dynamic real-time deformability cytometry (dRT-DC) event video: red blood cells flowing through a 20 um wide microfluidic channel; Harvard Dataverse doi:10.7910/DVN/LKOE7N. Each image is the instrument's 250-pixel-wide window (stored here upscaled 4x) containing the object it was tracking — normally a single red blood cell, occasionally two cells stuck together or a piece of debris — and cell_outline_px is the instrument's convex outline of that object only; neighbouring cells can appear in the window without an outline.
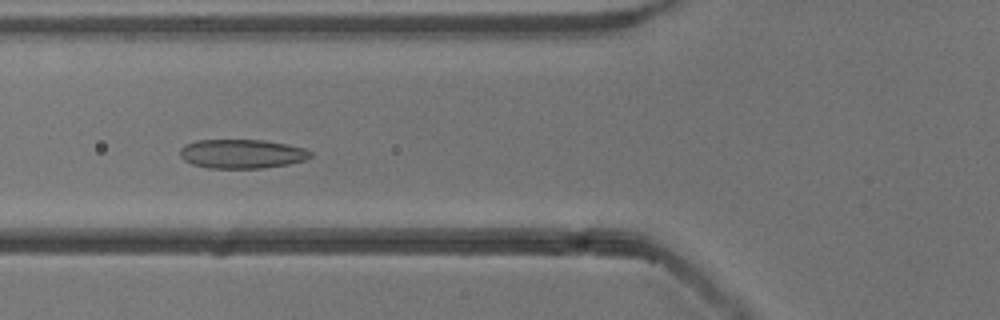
{"species": "common noctule bat (a hibernating species)", "species_latin": "Nyctalus noctula", "temperature_condition": "cold", "stored_images_in_passage": 53, "camera_frame_rate_fps": 3000, "um_per_image_px": 0.085, "animal": {"sex": "male", "body_mass_g": 13.3}, "frame": {"image": 1, "passage_image": 20, "time_ms": 6.333, "image_size_px": [1000, 320], "cell_outline_px": [[312, 156], [304, 160], [288, 164], [264, 168], [208, 168], [192, 164], [184, 160], [180, 156], [180, 148], [184, 144], [196, 140], [264, 140], [288, 144], [304, 148], [312, 152]], "centroid_in_image_um": [20.55, 13.07], "position_along_channel_um": 105.3, "area_um2": 22.25}}
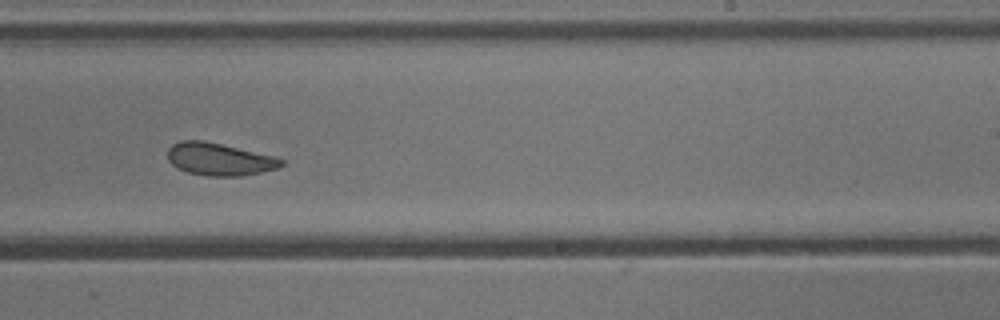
{"frame": {"image": 2, "passage_image": 33, "time_ms": 10.667, "image_size_px": [1000, 320], "cell_outline_px": [[284, 164], [276, 168], [260, 172], [240, 176], [208, 176], [188, 172], [176, 168], [168, 160], [168, 148], [172, 144], [180, 140], [204, 140], [272, 156], [284, 160]], "centroid_in_image_um": [18.59, 13.53], "position_along_channel_um": 270.4, "area_um2": 21.33}}
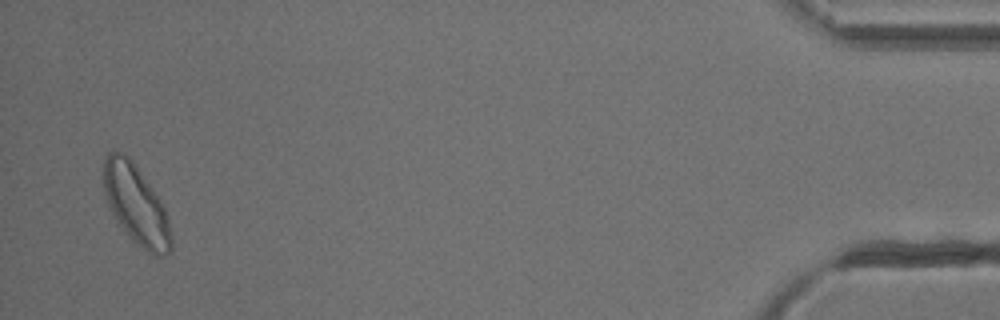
{"frame": {"image": 3, "passage_image": 52, "time_ms": 17.0, "image_size_px": [1000, 320], "cell_outline_px": [[172, 252], [164, 256], [156, 256], [148, 252], [132, 240], [116, 224], [108, 204], [104, 192], [104, 160], [108, 152], [112, 148], [128, 156], [132, 160], [160, 200], [168, 216], [172, 236]], "centroid_in_image_um": [11.56, 17.43], "position_along_channel_um": 423.6, "area_um2": 31.56}, "authors_computed_cell_mechanics": {"area_um2": 23.698, "velocity_mm_per_s": 3.8154, "shape_relaxation_time_tau1_ms": 9.5349, "shape_relaxation_time_tau2_ms": 3.5715, "deformation_change_tau1": 0.1798, "deformation_change_tau2": 0.0893}}